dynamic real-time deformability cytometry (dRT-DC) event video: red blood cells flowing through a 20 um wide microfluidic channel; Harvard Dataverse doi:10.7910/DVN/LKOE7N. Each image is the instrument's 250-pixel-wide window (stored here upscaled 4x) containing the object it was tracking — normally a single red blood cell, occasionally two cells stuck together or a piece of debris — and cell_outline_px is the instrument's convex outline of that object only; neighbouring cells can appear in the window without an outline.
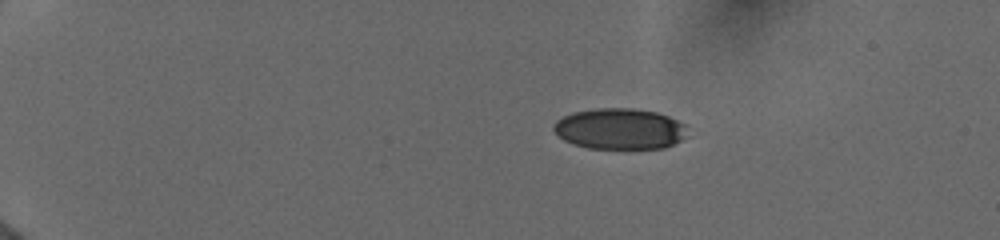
{"species": "human", "species_latin": "Homo sapiens", "temperature_condition": "cold", "stored_images_in_passage": 76, "camera_frame_rate_fps": 3000, "um_per_image_px": 0.085, "donor": {"sex": "female"}, "frame": {"image": 1, "passage_image": 1, "time_ms": 0.0, "image_size_px": [1000, 240], "cell_outline_px": [[684, 136], [680, 140], [664, 148], [588, 148], [572, 144], [564, 140], [552, 128], [552, 124], [556, 120], [572, 112], [596, 108], [632, 108], [656, 112], [668, 116], [684, 124]], "centroid_in_image_um": [52.61, 10.94], "position_along_channel_um": 32.4, "area_um2": 31.67}}
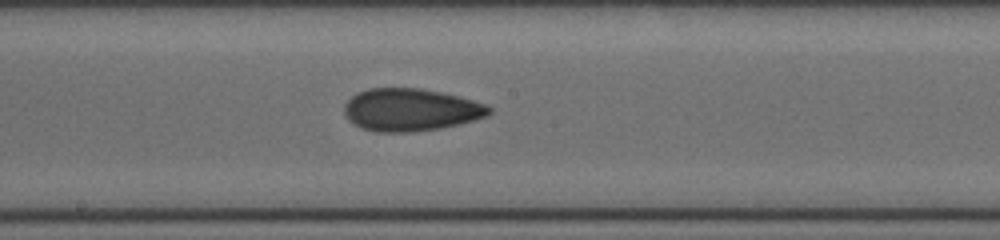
{"frame": {"image": 2, "passage_image": 40, "time_ms": 7.0, "image_size_px": [1000, 240], "cell_outline_px": [[492, 112], [488, 116], [460, 124], [440, 128], [404, 132], [380, 132], [364, 128], [352, 124], [344, 116], [344, 104], [356, 92], [368, 88], [420, 88], [440, 92], [472, 100], [484, 104], [492, 108]], "centroid_in_image_um": [34.88, 9.33], "position_along_channel_um": 213.3, "area_um2": 35.84}}
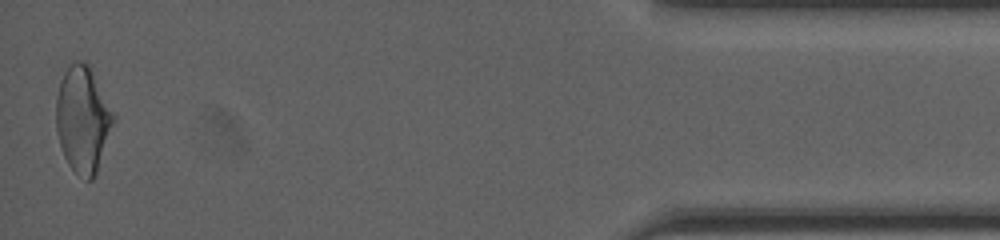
{"frame": {"image": 3, "passage_image": 75, "time_ms": 14.0, "image_size_px": [1000, 240], "cell_outline_px": [[116, 120], [96, 172], [92, 180], [88, 180], [76, 172], [68, 164], [64, 156], [60, 144], [56, 128], [56, 96], [60, 80], [64, 72], [76, 60], [88, 60], [116, 116]], "centroid_in_image_um": [7.06, 10.08], "position_along_channel_um": 428.1, "area_um2": 35.78}, "authors_computed_cell_mechanics": {"area_um2": 34.9112, "velocity_mm_per_s": 3.9946, "shape_relaxation_time_tau1_ms": null, "shape_relaxation_time_tau2_ms": 2.2989, "deformation_change_tau1": null, "deformation_change_tau2": 0.0851}}